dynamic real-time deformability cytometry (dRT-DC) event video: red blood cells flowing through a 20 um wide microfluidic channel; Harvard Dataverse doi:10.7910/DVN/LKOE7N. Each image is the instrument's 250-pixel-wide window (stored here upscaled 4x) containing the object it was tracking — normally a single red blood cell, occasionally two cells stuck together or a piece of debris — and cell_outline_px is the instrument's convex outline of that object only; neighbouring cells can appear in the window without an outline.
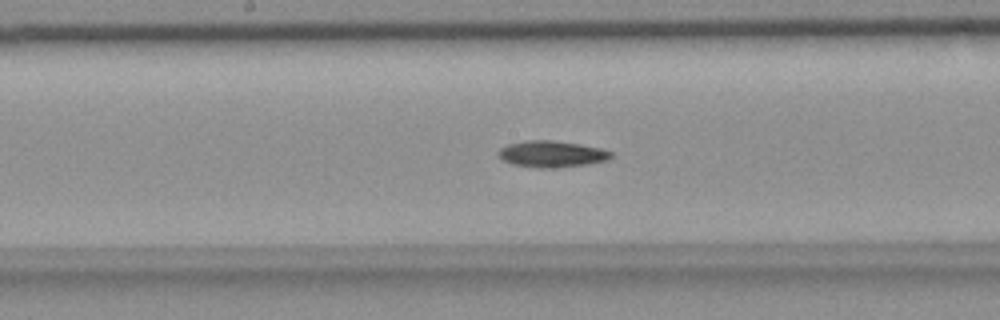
{"species": "common noctule bat (a hibernating species)", "species_latin": "Nyctalus noctula", "temperature_condition": "room temperature", "stored_images_in_passage": 56, "camera_frame_rate_fps": 3000, "um_per_image_px": 0.085, "animal": {"sex": "female", "body_mass_g": 18.4}, "frame": {"image": 1, "passage_image": 28, "time_ms": 9.0, "image_size_px": [1000, 320], "cell_outline_px": [[612, 156], [604, 160], [588, 164], [552, 168], [536, 168], [512, 164], [496, 156], [496, 152], [500, 148], [508, 144], [524, 140], [552, 140], [580, 144], [600, 148], [612, 152]], "centroid_in_image_um": [46.82, 13.08], "position_along_channel_um": 201.4, "area_um2": 17.4}}
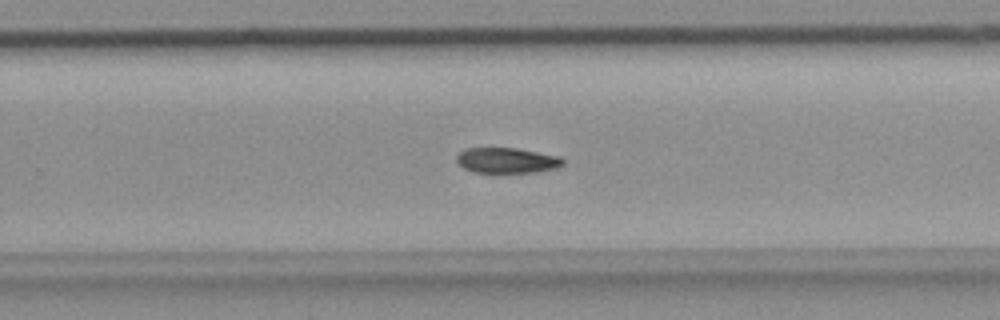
{"frame": {"image": 2, "passage_image": 35, "time_ms": 11.333, "image_size_px": [1000, 320], "cell_outline_px": [[564, 164], [556, 168], [536, 172], [472, 172], [464, 168], [456, 160], [456, 156], [464, 148], [516, 148], [560, 156], [564, 160]], "centroid_in_image_um": [43.09, 13.63], "position_along_channel_um": 286.7, "area_um2": 15.72}}
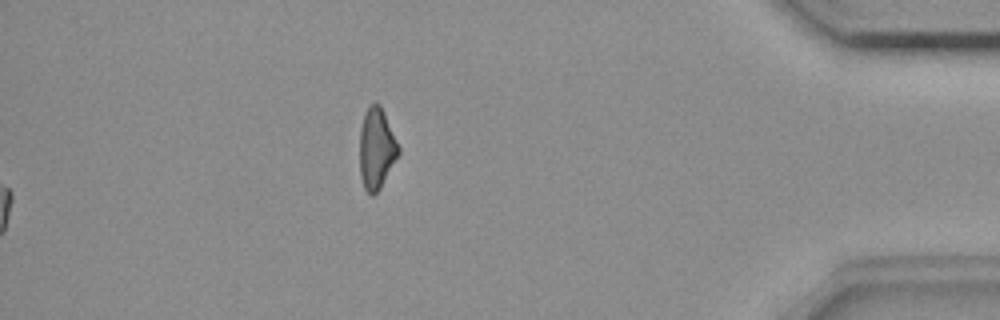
{"frame": {"image": 3, "passage_image": 56, "time_ms": 18.333, "image_size_px": [1000, 320], "cell_outline_px": [[400, 152], [380, 188], [372, 196], [364, 188], [360, 176], [360, 128], [364, 112], [372, 104], [380, 104], [384, 112], [400, 148]], "centroid_in_image_um": [31.99, 12.63], "position_along_channel_um": 403.2, "area_um2": 18.15}}